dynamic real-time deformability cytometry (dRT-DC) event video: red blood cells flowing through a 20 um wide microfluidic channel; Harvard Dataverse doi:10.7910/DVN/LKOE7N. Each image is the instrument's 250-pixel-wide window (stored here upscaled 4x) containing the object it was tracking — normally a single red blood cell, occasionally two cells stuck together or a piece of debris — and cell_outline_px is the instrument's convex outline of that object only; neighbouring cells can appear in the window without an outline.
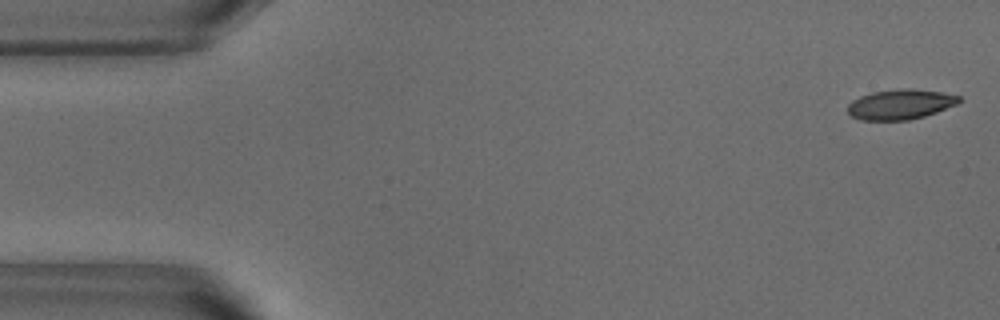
{"species": "common noctule bat (a hibernating species)", "species_latin": "Nyctalus noctula", "temperature_condition": "warm", "stored_images_in_passage": 47, "camera_frame_rate_fps": 3000, "um_per_image_px": 0.085, "animal": {"sex": "male", "body_mass_g": 18.8}, "frame": {"image": 1, "passage_image": 1, "time_ms": 0.0, "image_size_px": [1000, 320], "cell_outline_px": [[960, 100], [956, 104], [936, 112], [924, 116], [908, 120], [860, 120], [852, 116], [848, 112], [848, 104], [852, 100], [860, 96], [872, 92], [900, 88], [912, 88], [940, 92], [960, 96]], "centroid_in_image_um": [76.5, 8.86], "position_along_channel_um": 8.5, "area_um2": 19.42}}
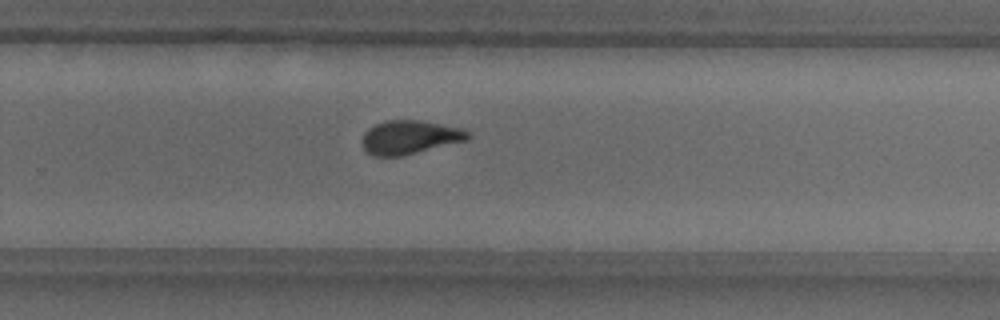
{"frame": {"image": 2, "passage_image": 33, "time_ms": 10.667, "image_size_px": [1000, 320], "cell_outline_px": [[472, 136], [468, 140], [404, 156], [372, 156], [364, 148], [364, 132], [368, 128], [384, 120], [420, 120], [456, 128], [468, 132]], "centroid_in_image_um": [34.82, 11.68], "position_along_channel_um": 295.0, "area_um2": 20.58}}
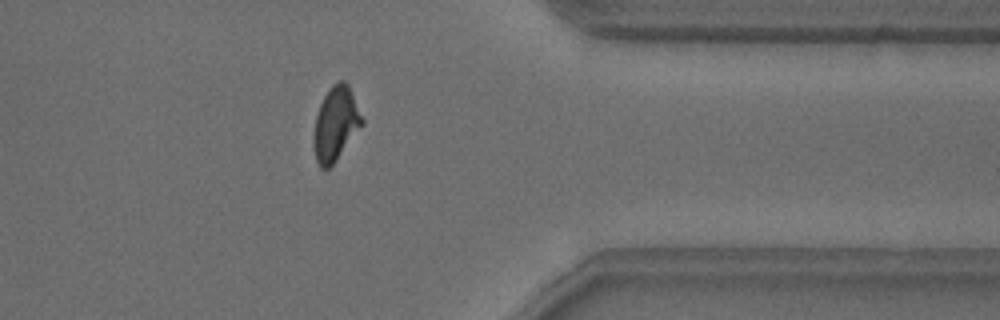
{"frame": {"image": 3, "passage_image": 41, "time_ms": 13.333, "image_size_px": [1000, 320], "cell_outline_px": [[364, 124], [336, 160], [328, 168], [320, 168], [316, 160], [312, 144], [312, 136], [316, 116], [320, 104], [324, 96], [332, 84], [336, 80], [344, 80], [348, 84], [364, 120]], "centroid_in_image_um": [28.52, 10.52], "position_along_channel_um": 382.9, "area_um2": 20.98}, "authors_computed_cell_mechanics": {"area_um2": 20.808, "velocity_mm_per_s": 3.829, "shape_relaxation_time_tau1_ms": 3.7656, "shape_relaxation_time_tau2_ms": 1.1781, "deformation_change_tau1": 0.1487, "deformation_change_tau2": 0.0741}}